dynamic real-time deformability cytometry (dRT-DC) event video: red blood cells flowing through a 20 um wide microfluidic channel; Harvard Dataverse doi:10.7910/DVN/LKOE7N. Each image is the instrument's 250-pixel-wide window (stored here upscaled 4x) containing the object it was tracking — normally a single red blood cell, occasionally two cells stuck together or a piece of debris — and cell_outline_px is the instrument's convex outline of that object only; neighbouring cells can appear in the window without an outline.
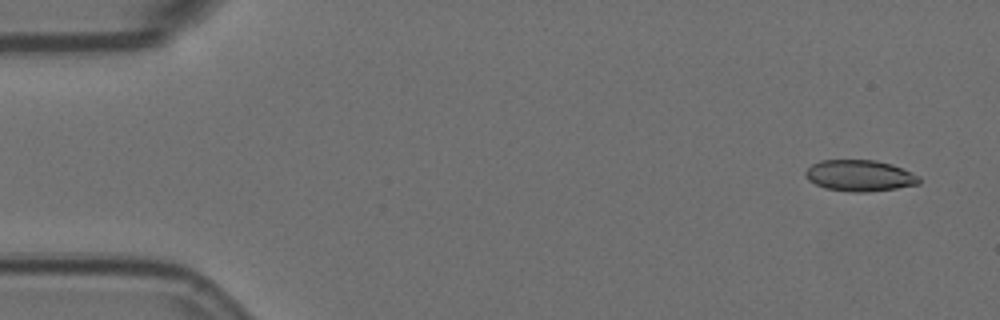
{"species": "Egyptian fruit bat (a non-hibernating species)", "species_latin": "Rousettus aegyptiacus", "temperature_condition": "room temperature", "stored_images_in_passage": 4, "camera_frame_rate_fps": 3000, "um_per_image_px": 0.085, "animal": {"sex": "female"}, "frame": {"image": 1, "passage_image": 1, "time_ms": 0.0, "image_size_px": [1000, 320], "cell_outline_px": [[920, 184], [896, 188], [864, 192], [852, 192], [824, 188], [808, 180], [804, 176], [804, 172], [812, 164], [820, 160], [876, 160], [892, 164], [912, 172], [920, 176]], "centroid_in_image_um": [73.07, 14.92], "position_along_channel_um": 11.9, "area_um2": 20.81}}
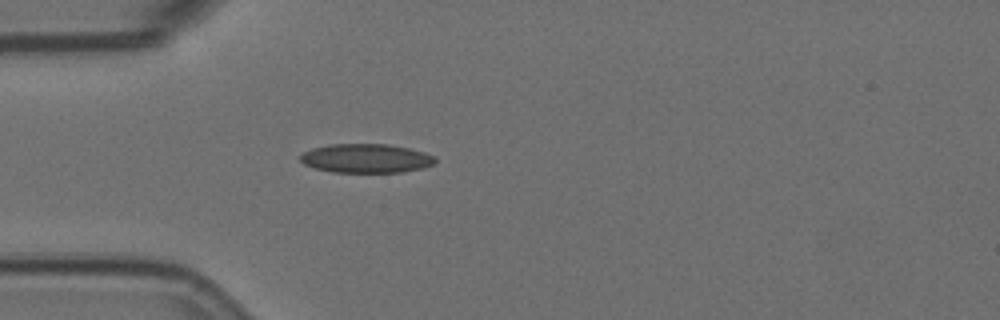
{"frame": {"image": 2, "passage_image": 4, "time_ms": 1.0, "image_size_px": [1000, 320], "cell_outline_px": [[436, 160], [432, 164], [420, 168], [400, 172], [332, 172], [316, 168], [304, 164], [300, 160], [300, 156], [304, 152], [312, 148], [332, 144], [388, 144], [408, 148], [424, 152], [432, 156]], "centroid_in_image_um": [31.08, 13.45], "position_along_channel_um": 53.9, "area_um2": 22.48}}